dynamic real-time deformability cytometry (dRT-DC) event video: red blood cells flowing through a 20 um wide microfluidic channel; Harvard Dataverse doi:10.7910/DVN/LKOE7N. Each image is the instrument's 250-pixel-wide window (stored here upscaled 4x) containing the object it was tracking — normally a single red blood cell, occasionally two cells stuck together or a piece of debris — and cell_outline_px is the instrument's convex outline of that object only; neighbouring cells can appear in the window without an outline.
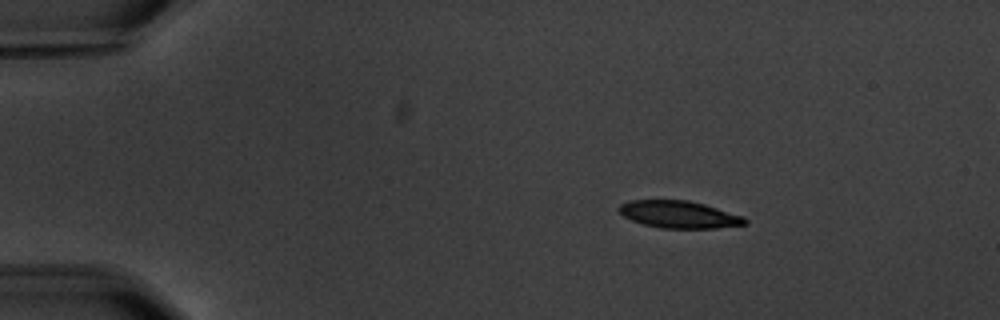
{"species": "common noctule bat (a hibernating species)", "species_latin": "Nyctalus noctula", "temperature_condition": "warm", "stored_images_in_passage": 6, "camera_frame_rate_fps": 3000, "um_per_image_px": 0.085, "animal": {"sex": "male", "body_mass_g": 20.1, "forearm_length_mm": 53.5}, "frame": {"image": 1, "passage_image": 3, "time_ms": 2.0, "image_size_px": [1000, 320], "cell_outline_px": [[748, 224], [716, 228], [660, 228], [644, 224], [632, 220], [624, 216], [616, 208], [620, 204], [632, 200], [688, 200], [704, 204], [744, 216], [748, 220]], "centroid_in_image_um": [57.74, 18.23], "position_along_channel_um": 27.3, "area_um2": 20.0}}